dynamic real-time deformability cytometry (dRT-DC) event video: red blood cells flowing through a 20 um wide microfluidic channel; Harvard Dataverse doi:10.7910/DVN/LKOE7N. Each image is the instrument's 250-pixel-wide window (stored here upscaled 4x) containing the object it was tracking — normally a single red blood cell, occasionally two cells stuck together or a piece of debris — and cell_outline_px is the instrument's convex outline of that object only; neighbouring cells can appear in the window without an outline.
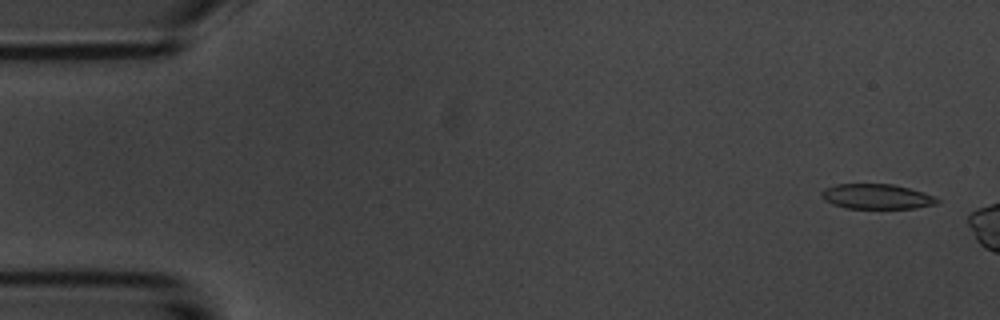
{"species": "common noctule bat (a hibernating species)", "species_latin": "Nyctalus noctula", "temperature_condition": "room temperature", "stored_images_in_passage": 6, "camera_frame_rate_fps": 3000, "um_per_image_px": 0.085, "animal": {"sex": "male", "body_mass_g": 20.1, "forearm_length_mm": 53.5}, "frame": {"image": 1, "passage_image": 1, "time_ms": 0.0, "image_size_px": [1000, 320], "cell_outline_px": [[940, 200], [936, 204], [916, 208], [844, 208], [832, 204], [824, 200], [820, 196], [820, 192], [824, 188], [836, 184], [892, 184], [924, 192], [936, 196]], "centroid_in_image_um": [74.5, 16.7], "position_along_channel_um": 10.5, "area_um2": 16.99}}